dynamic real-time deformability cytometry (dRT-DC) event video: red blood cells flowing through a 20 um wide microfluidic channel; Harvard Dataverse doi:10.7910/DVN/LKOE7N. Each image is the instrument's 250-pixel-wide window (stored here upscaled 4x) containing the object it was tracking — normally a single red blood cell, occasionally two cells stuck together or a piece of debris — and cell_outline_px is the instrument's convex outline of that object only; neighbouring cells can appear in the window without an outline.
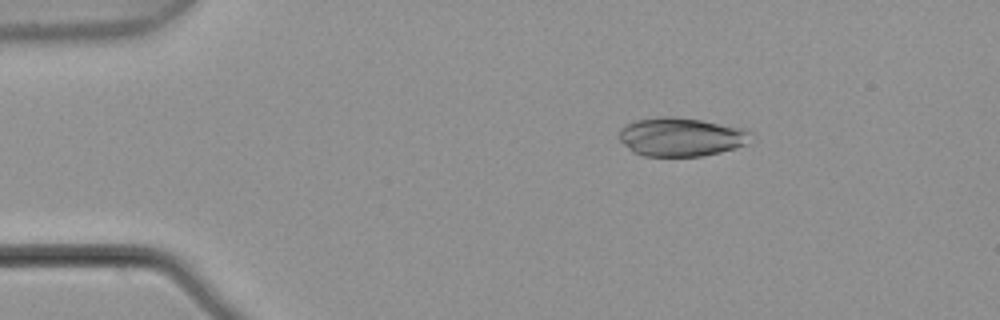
{"species": "common noctule bat (a hibernating species)", "species_latin": "Nyctalus noctula", "temperature_condition": "warm", "stored_images_in_passage": 5, "camera_frame_rate_fps": 3000, "um_per_image_px": 0.085, "animal": {"sex": "male", "body_mass_g": 21.5, "forearm_length_mm": 52.0}, "frame": {"image": 1, "passage_image": 3, "time_ms": 0.667, "image_size_px": [1000, 320], "cell_outline_px": [[752, 132], [744, 144], [736, 148], [720, 152], [700, 156], [644, 156], [632, 152], [616, 136], [620, 128], [624, 124], [636, 120], [664, 116], [676, 116], [700, 120], [744, 128]], "centroid_in_image_um": [57.82, 11.63], "position_along_channel_um": 27.2, "area_um2": 29.77}}